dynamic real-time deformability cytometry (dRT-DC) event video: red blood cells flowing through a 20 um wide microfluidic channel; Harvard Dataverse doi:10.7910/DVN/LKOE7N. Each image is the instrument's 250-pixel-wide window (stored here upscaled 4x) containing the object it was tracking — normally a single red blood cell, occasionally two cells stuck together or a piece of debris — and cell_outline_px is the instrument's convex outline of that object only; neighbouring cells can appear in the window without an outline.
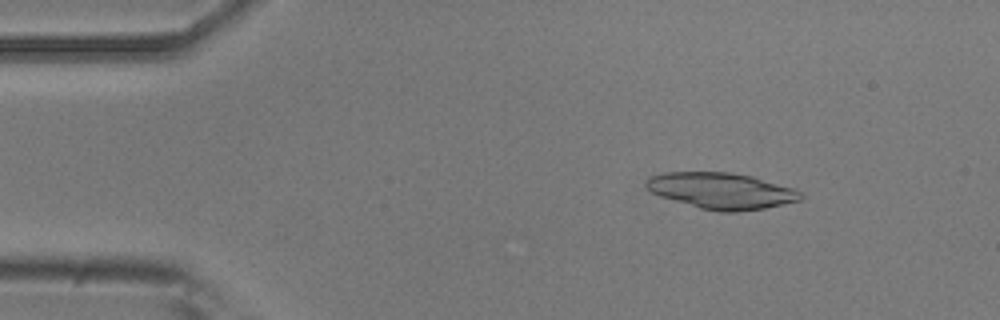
{"species": "common noctule bat (a hibernating species)", "species_latin": "Nyctalus noctula", "temperature_condition": "room temperature", "stored_images_in_passage": 42, "camera_frame_rate_fps": 3000, "um_per_image_px": 0.085, "animal": {"sex": "male", "body_mass_g": 20.5, "forearm_length_mm": 52.5}, "frame": {"image": 1, "passage_image": 3, "time_ms": 0.667, "image_size_px": [1000, 320], "cell_outline_px": [[804, 196], [800, 200], [764, 208], [736, 212], [720, 212], [700, 208], [660, 196], [644, 188], [644, 180], [648, 176], [664, 172], [728, 172], [752, 176], [796, 188], [804, 192]], "centroid_in_image_um": [61.31, 16.21], "position_along_channel_um": 23.7, "area_um2": 32.89}}